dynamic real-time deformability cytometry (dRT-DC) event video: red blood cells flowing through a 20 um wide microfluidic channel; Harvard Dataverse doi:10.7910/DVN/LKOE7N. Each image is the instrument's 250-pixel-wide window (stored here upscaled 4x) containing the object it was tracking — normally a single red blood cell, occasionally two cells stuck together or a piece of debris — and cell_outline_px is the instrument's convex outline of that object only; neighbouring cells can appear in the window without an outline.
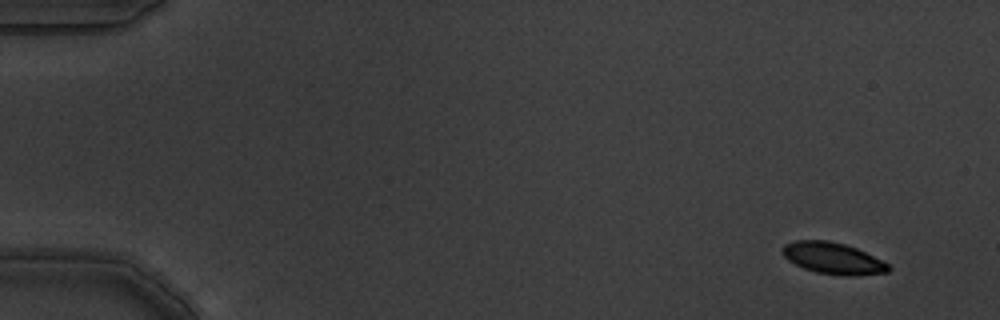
{"species": "common noctule bat (a hibernating species)", "species_latin": "Nyctalus noctula", "temperature_condition": "warm", "stored_images_in_passage": 6, "camera_frame_rate_fps": 3000, "um_per_image_px": 0.085, "animal": {"sex": "male", "body_mass_g": 19.5, "forearm_length_mm": 54.6}, "frame": {"image": 1, "passage_image": 1, "time_ms": 0.0, "image_size_px": [1000, 320], "cell_outline_px": [[892, 268], [888, 272], [852, 276], [844, 276], [816, 272], [804, 268], [788, 260], [780, 252], [780, 248], [784, 244], [796, 240], [828, 240], [844, 244], [856, 248], [888, 264]], "centroid_in_image_um": [70.76, 21.95], "position_along_channel_um": 14.2, "area_um2": 19.42}}
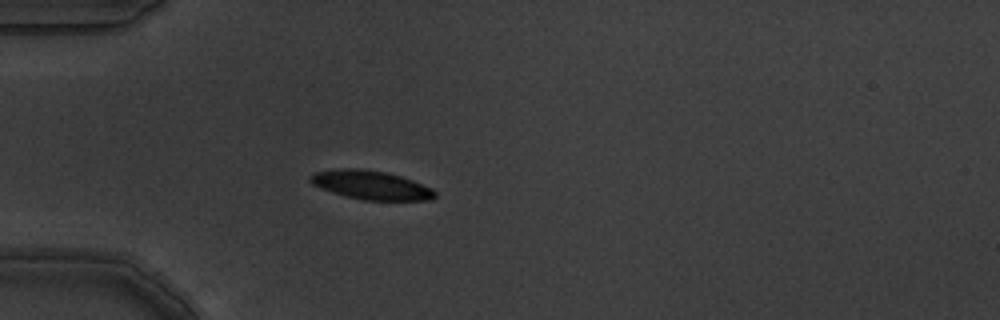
{"frame": {"image": 2, "passage_image": 5, "time_ms": 1.333, "image_size_px": [1000, 320], "cell_outline_px": [[436, 196], [432, 200], [364, 200], [332, 192], [320, 188], [312, 184], [308, 180], [308, 176], [312, 172], [344, 168], [360, 168], [384, 172], [400, 176], [412, 180], [432, 188], [436, 192]], "centroid_in_image_um": [31.51, 15.72], "position_along_channel_um": 53.5, "area_um2": 20.92}}